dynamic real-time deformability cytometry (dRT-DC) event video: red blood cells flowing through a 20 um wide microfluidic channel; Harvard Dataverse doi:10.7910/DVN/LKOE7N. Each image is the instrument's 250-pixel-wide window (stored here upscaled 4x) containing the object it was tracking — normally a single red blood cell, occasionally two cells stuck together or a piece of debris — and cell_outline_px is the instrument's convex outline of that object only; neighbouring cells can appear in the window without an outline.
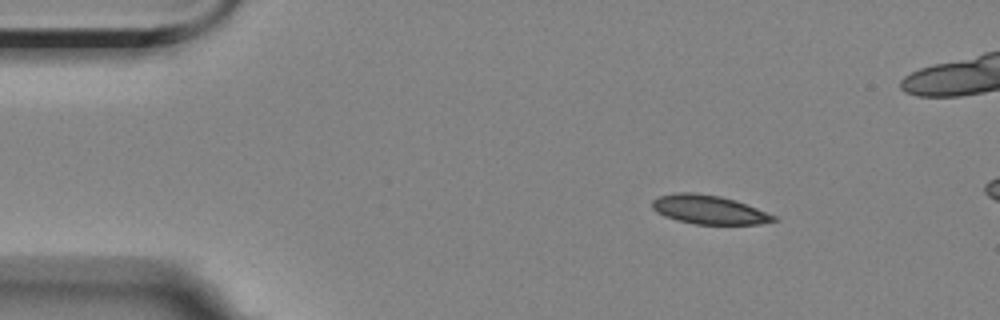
{"species": "Egyptian fruit bat (a non-hibernating species)", "species_latin": "Rousettus aegyptiacus", "temperature_condition": "room temperature", "stored_images_in_passage": 4, "camera_frame_rate_fps": 3000, "um_per_image_px": 0.085, "animal": {"sex": "female"}, "frame": {"image": 1, "passage_image": 2, "time_ms": 1.0, "image_size_px": [1000, 320], "cell_outline_px": [[780, 220], [760, 224], [696, 224], [676, 220], [664, 216], [656, 212], [652, 208], [652, 200], [660, 196], [676, 192], [696, 192], [720, 196], [736, 200], [776, 216]], "centroid_in_image_um": [60.25, 17.82], "position_along_channel_um": 24.7, "area_um2": 20.52}}